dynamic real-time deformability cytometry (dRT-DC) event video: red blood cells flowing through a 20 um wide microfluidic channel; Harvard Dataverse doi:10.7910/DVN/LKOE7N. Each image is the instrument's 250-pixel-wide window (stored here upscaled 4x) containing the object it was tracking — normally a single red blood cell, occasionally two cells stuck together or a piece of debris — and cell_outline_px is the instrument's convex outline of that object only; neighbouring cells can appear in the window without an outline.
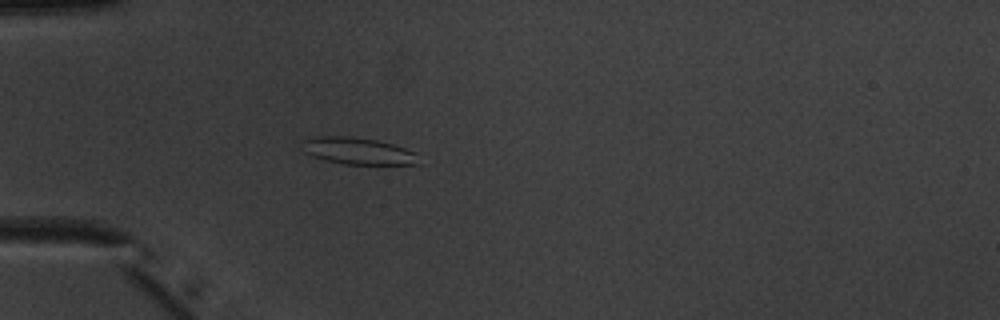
{"species": "common noctule bat (a hibernating species)", "species_latin": "Nyctalus noctula", "temperature_condition": "warm", "stored_images_in_passage": 43, "camera_frame_rate_fps": 3000, "um_per_image_px": 0.085, "animal": {"sex": "male", "body_mass_g": 20.1, "forearm_length_mm": 53.5}, "frame": {"image": 1, "passage_image": 7, "time_ms": 2.0, "image_size_px": [1000, 320], "cell_outline_px": [[420, 164], [344, 164], [324, 160], [304, 152], [300, 140], [316, 136], [348, 136], [376, 140], [392, 144], [416, 152]], "centroid_in_image_um": [30.39, 12.83], "position_along_channel_um": 54.6, "area_um2": 18.26}}
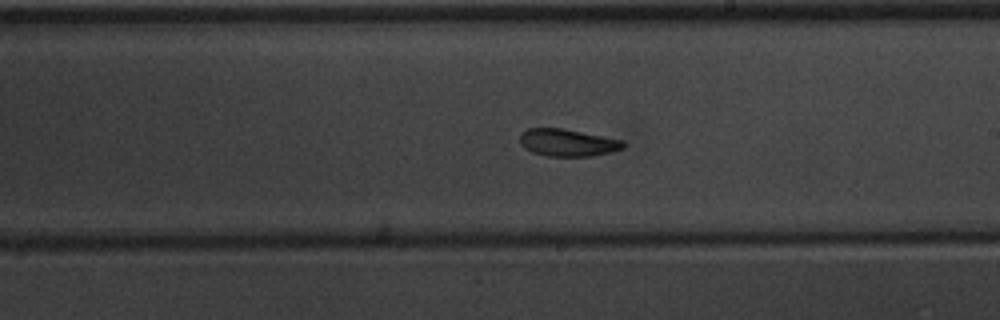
{"frame": {"image": 2, "passage_image": 22, "time_ms": 7.0, "image_size_px": [1000, 320], "cell_outline_px": [[624, 148], [592, 156], [548, 156], [532, 152], [524, 148], [520, 144], [520, 132], [528, 128], [564, 128], [624, 140]], "centroid_in_image_um": [48.22, 12.11], "position_along_channel_um": 240.8, "area_um2": 16.53}}
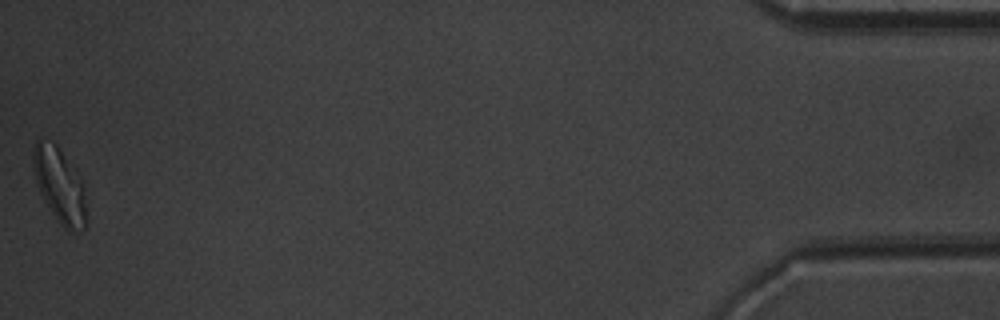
{"frame": {"image": 3, "passage_image": 43, "time_ms": 14.0, "image_size_px": [1000, 320], "cell_outline_px": [[84, 228], [76, 232], [68, 232], [60, 224], [44, 200], [40, 192], [32, 168], [32, 152], [36, 140], [40, 140], [56, 144], [76, 168], [84, 184]], "centroid_in_image_um": [5.05, 15.72], "position_along_channel_um": 430.1, "area_um2": 23.06}, "authors_computed_cell_mechanics": {"area_um2": 17.6868, "velocity_mm_per_s": 3.9507, "shape_relaxation_time_tau1_ms": 5.3555, "shape_relaxation_time_tau2_ms": 2.5634, "deformation_change_tau1": 0.1488, "deformation_change_tau2": 0.0786}}